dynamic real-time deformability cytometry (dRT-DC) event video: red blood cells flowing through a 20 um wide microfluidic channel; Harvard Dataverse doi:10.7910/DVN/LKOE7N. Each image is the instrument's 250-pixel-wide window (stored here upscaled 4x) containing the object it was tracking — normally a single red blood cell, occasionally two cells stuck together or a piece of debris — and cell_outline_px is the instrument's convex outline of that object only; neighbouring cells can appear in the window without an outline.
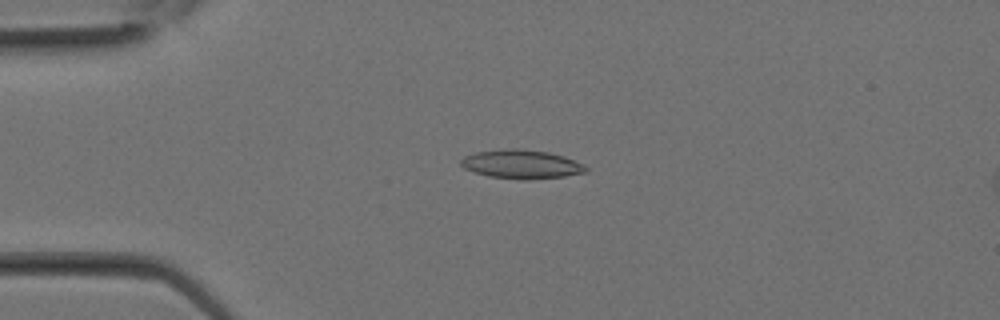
{"species": "Egyptian fruit bat (a non-hibernating species)", "species_latin": "Rousettus aegyptiacus", "temperature_condition": "room temperature", "stored_images_in_passage": 10, "camera_frame_rate_fps": 3000, "um_per_image_px": 0.085, "animal": {"sex": "female"}, "frame": {"image": 1, "passage_image": 6, "time_ms": 1.667, "image_size_px": [1000, 320], "cell_outline_px": [[588, 172], [564, 176], [524, 180], [488, 176], [464, 168], [460, 164], [460, 160], [464, 156], [476, 152], [504, 148], [516, 148], [548, 152], [564, 156], [584, 164], [588, 168]], "centroid_in_image_um": [44.33, 13.95], "position_along_channel_um": 40.7, "area_um2": 21.04}}
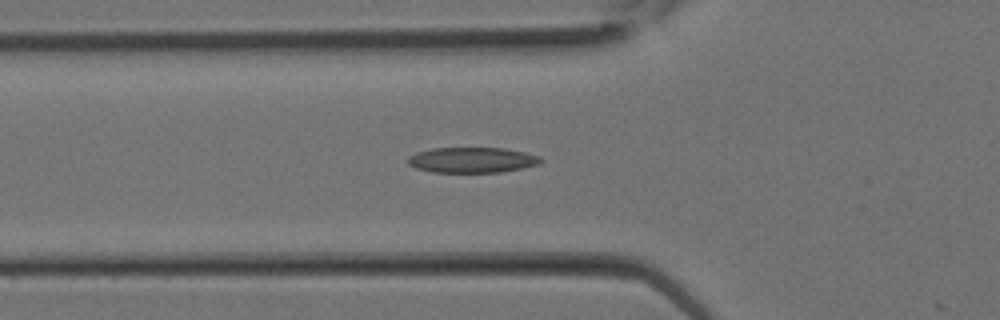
{"frame": {"image": 2, "passage_image": 9, "time_ms": 2.667, "image_size_px": [1000, 320], "cell_outline_px": [[544, 160], [540, 164], [500, 172], [432, 172], [416, 168], [408, 164], [408, 156], [416, 152], [432, 148], [504, 148], [524, 152], [540, 156]], "centroid_in_image_um": [40.12, 13.59], "position_along_channel_um": 85.7, "area_um2": 19.71}}